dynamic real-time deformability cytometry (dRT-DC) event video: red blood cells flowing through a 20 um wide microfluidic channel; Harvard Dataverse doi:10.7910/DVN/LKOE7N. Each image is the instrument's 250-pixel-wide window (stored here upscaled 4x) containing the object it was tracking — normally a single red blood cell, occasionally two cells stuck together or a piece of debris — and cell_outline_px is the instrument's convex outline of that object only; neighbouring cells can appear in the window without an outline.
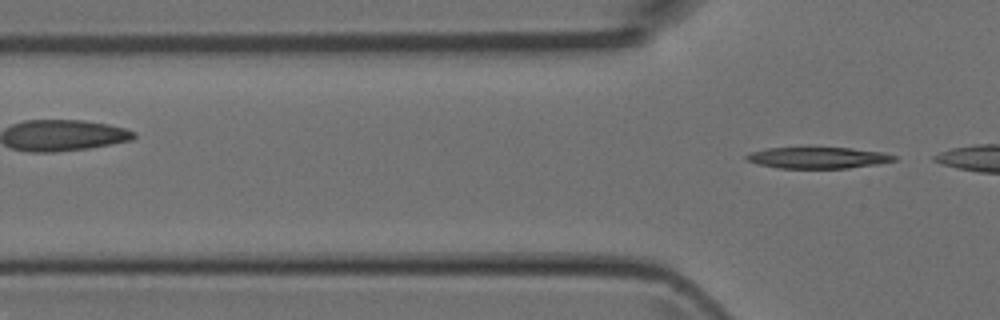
{"species": "Egyptian fruit bat (a non-hibernating species)", "species_latin": "Rousettus aegyptiacus", "temperature_condition": "room temperature", "stored_images_in_passage": 4, "camera_frame_rate_fps": 3000, "um_per_image_px": 0.085, "animal": {"sex": "female"}, "frame": {"image": 1, "passage_image": 4, "time_ms": 1.0, "image_size_px": [1000, 320], "cell_outline_px": [[896, 160], [876, 164], [848, 168], [780, 168], [760, 164], [748, 160], [744, 156], [748, 152], [768, 148], [852, 148], [884, 152], [896, 156]], "centroid_in_image_um": [69.54, 13.4], "position_along_channel_um": 56.3, "area_um2": 18.15}}